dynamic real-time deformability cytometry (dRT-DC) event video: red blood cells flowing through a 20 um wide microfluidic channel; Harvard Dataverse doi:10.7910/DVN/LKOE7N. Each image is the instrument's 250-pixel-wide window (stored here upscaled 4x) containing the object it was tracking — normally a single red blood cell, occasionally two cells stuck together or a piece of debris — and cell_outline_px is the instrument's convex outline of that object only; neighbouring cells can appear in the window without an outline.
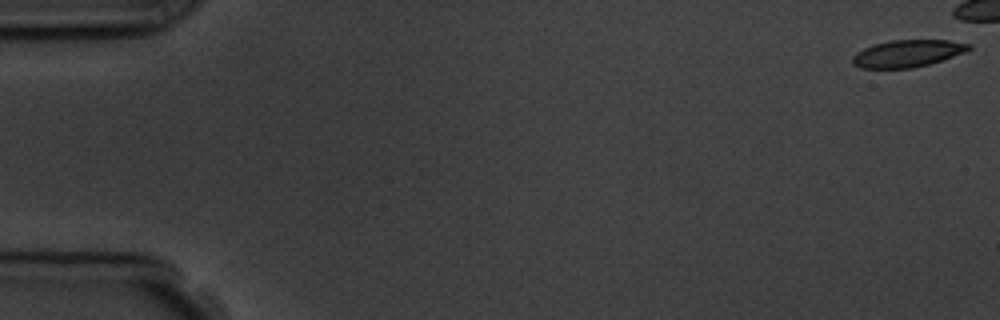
{"species": "common noctule bat (a hibernating species)", "species_latin": "Nyctalus noctula", "temperature_condition": "room temperature", "stored_images_in_passage": 10, "camera_frame_rate_fps": 3000, "um_per_image_px": 0.085, "animal": {"sex": "male", "body_mass_g": 19.5, "forearm_length_mm": 54.6}, "frame": {"image": 1, "passage_image": 1, "time_ms": 0.0, "image_size_px": [1000, 320], "cell_outline_px": [[972, 48], [964, 52], [928, 64], [912, 68], [860, 68], [852, 64], [852, 56], [856, 52], [864, 48], [876, 44], [892, 40], [948, 40], [972, 44]], "centroid_in_image_um": [77.11, 4.54], "position_along_channel_um": 7.9, "area_um2": 18.21}}